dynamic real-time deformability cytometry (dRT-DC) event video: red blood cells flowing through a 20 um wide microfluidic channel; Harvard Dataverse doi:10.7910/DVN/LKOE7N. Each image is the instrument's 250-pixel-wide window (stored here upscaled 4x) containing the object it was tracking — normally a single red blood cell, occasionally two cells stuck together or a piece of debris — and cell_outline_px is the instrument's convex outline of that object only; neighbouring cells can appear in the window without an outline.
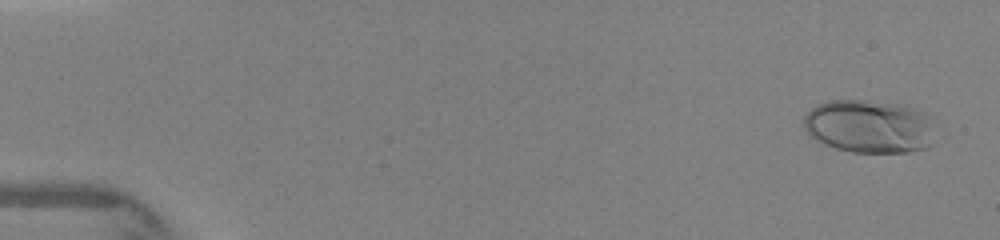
{"species": "human", "species_latin": "Homo sapiens", "temperature_condition": "warm", "stored_images_in_passage": 10, "camera_frame_rate_fps": 3000, "um_per_image_px": 0.085, "donor": {"sex": "female"}, "frame": {"image": 1, "passage_image": 1, "time_ms": 0.0, "image_size_px": [1000, 240], "cell_outline_px": [[928, 148], [908, 152], [852, 152], [836, 148], [824, 144], [816, 140], [804, 128], [804, 116], [816, 104], [828, 100], [868, 100], [896, 104], [912, 108], [924, 112], [928, 116]], "centroid_in_image_um": [73.77, 10.73], "position_along_channel_um": 11.2, "area_um2": 40.0}}
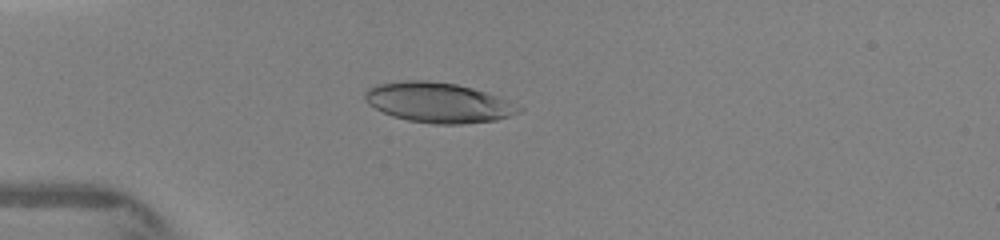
{"frame": {"image": 2, "passage_image": 5, "time_ms": 3.667, "image_size_px": [1000, 240], "cell_outline_px": [[524, 108], [520, 112], [496, 120], [460, 124], [436, 124], [408, 120], [392, 116], [368, 104], [364, 100], [364, 92], [368, 88], [376, 84], [404, 80], [428, 80], [456, 84], [472, 88], [496, 96]], "centroid_in_image_um": [37.21, 8.71], "position_along_channel_um": 47.8, "area_um2": 35.72}}
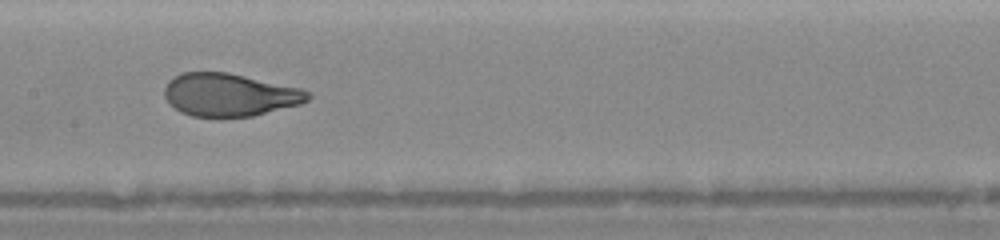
{"frame": {"image": 3, "passage_image": 9, "time_ms": 7.333, "image_size_px": [1000, 240], "cell_outline_px": [[312, 96], [308, 100], [300, 104], [252, 116], [192, 116], [180, 112], [168, 104], [164, 96], [164, 88], [168, 80], [184, 72], [228, 72], [300, 88], [312, 92]], "centroid_in_image_um": [19.5, 8.05], "position_along_channel_um": 187.9, "area_um2": 35.78}}